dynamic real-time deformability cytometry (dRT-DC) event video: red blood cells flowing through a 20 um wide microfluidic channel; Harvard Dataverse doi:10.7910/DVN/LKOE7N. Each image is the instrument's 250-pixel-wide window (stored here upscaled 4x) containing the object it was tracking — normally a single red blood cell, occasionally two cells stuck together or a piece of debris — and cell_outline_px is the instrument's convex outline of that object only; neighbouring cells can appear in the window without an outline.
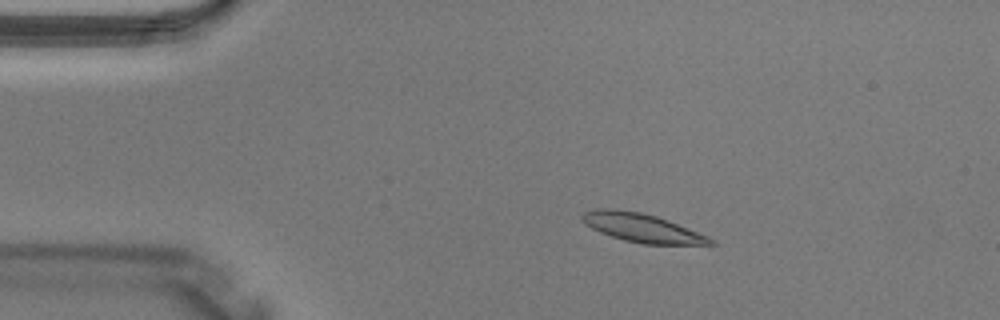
{"species": "Egyptian fruit bat (a non-hibernating species)", "species_latin": "Rousettus aegyptiacus", "temperature_condition": "warm", "stored_images_in_passage": 3, "camera_frame_rate_fps": 3000, "um_per_image_px": 0.085, "animal": {"sex": "male"}, "frame": {"image": 1, "passage_image": 2, "time_ms": 0.333, "image_size_px": [1000, 320], "cell_outline_px": [[716, 244], [640, 244], [624, 240], [600, 232], [584, 224], [580, 220], [580, 216], [584, 212], [596, 208], [604, 208], [640, 212], [656, 216], [708, 236], [716, 240]], "centroid_in_image_um": [54.53, 19.37], "position_along_channel_um": 30.5, "area_um2": 21.21}}